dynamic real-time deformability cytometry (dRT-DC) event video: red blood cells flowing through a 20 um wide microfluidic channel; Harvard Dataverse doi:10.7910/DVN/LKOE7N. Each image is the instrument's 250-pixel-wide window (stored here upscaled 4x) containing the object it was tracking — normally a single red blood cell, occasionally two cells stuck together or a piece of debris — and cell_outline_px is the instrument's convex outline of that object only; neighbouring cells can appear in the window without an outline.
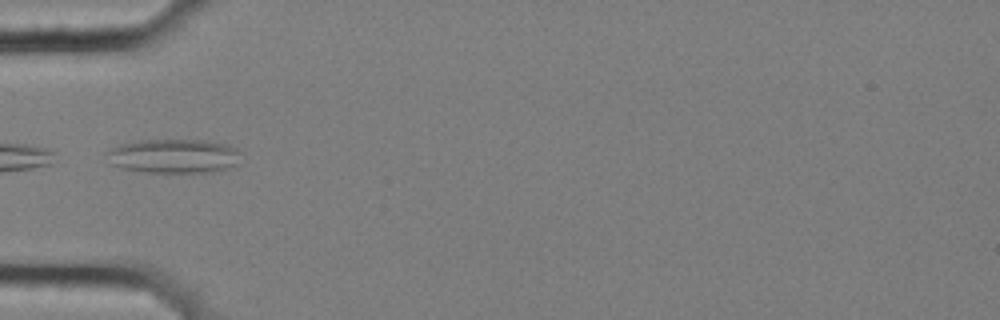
{"species": "common noctule bat (a hibernating species)", "species_latin": "Nyctalus noctula", "temperature_condition": "cold", "stored_images_in_passage": 9, "camera_frame_rate_fps": 3000, "um_per_image_px": 0.085, "animal": {"sex": "female", "body_mass_g": 25.1}, "frame": {"image": 1, "passage_image": 4, "time_ms": 1.0, "image_size_px": [1000, 320], "cell_outline_px": [[240, 152], [236, 164], [232, 168], [220, 172], [144, 172], [120, 168], [112, 164], [104, 152], [120, 144], [140, 140], [204, 140], [228, 144], [236, 148]], "centroid_in_image_um": [14.79, 13.27], "position_along_channel_um": 70.2, "area_um2": 26.99}}
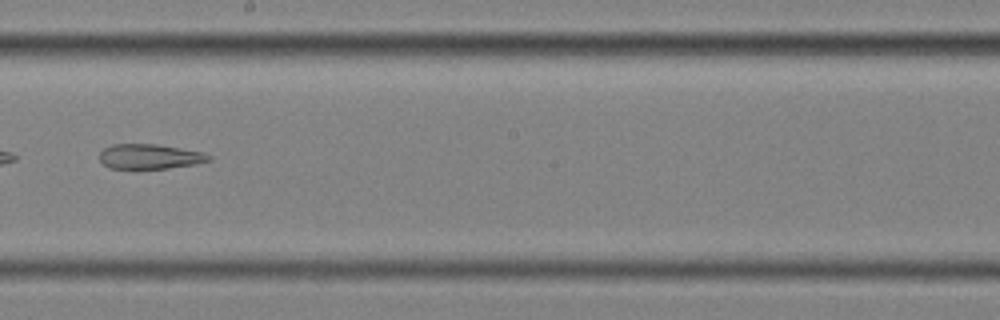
{"frame": {"image": 2, "passage_image": 8, "time_ms": 2.333, "image_size_px": [1000, 320], "cell_outline_px": [[212, 160], [196, 164], [168, 168], [136, 172], [112, 168], [104, 164], [100, 160], [100, 152], [104, 148], [112, 144], [156, 144], [204, 152], [212, 156]], "centroid_in_image_um": [12.72, 13.35], "position_along_channel_um": 235.5, "area_um2": 16.59}}
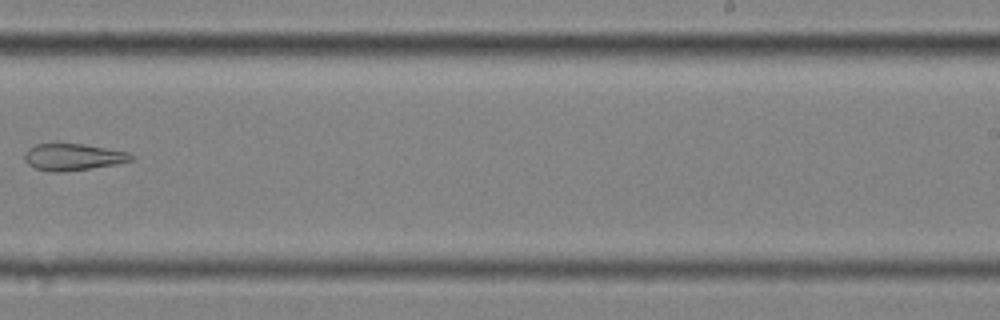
{"frame": {"image": 3, "passage_image": 9, "time_ms": 2.667, "image_size_px": [1000, 320], "cell_outline_px": [[136, 160], [116, 164], [64, 172], [56, 172], [36, 168], [28, 164], [24, 160], [24, 152], [28, 148], [36, 144], [84, 144], [128, 152], [136, 156]], "centroid_in_image_um": [6.24, 13.34], "position_along_channel_um": 282.8, "area_um2": 16.65}}